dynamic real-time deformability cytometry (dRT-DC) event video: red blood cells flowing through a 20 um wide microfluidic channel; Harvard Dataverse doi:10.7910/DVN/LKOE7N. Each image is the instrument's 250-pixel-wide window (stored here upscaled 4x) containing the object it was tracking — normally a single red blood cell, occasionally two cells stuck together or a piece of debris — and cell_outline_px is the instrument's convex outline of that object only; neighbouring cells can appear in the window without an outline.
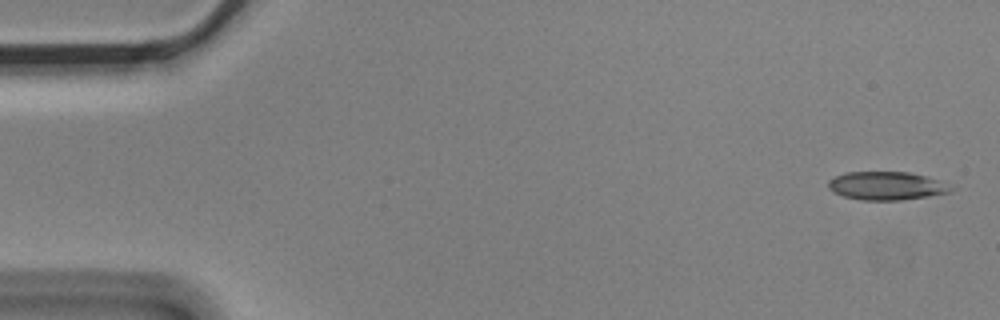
{"species": "Egyptian fruit bat (a non-hibernating species)", "species_latin": "Rousettus aegyptiacus", "temperature_condition": "cold", "stored_images_in_passage": 5, "camera_frame_rate_fps": 3000, "um_per_image_px": 0.085, "animal": {"sex": "male"}, "frame": {"image": 1, "passage_image": 1, "time_ms": 0.0, "image_size_px": [1000, 320], "cell_outline_px": [[952, 192], [928, 196], [900, 200], [860, 200], [844, 196], [832, 192], [828, 188], [828, 180], [844, 172], [908, 172], [924, 176], [936, 180], [952, 188]], "centroid_in_image_um": [75.27, 15.8], "position_along_channel_um": 9.7, "area_um2": 20.0}}
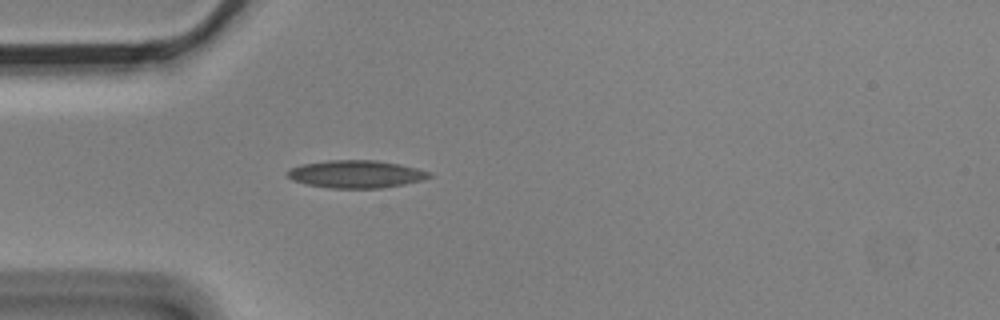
{"frame": {"image": 2, "passage_image": 5, "time_ms": 1.333, "image_size_px": [1000, 320], "cell_outline_px": [[432, 176], [424, 180], [404, 184], [380, 188], [328, 188], [308, 184], [292, 180], [288, 176], [288, 168], [300, 164], [328, 160], [376, 160], [416, 168], [432, 172]], "centroid_in_image_um": [30.25, 14.8], "position_along_channel_um": 54.7, "area_um2": 22.83}}